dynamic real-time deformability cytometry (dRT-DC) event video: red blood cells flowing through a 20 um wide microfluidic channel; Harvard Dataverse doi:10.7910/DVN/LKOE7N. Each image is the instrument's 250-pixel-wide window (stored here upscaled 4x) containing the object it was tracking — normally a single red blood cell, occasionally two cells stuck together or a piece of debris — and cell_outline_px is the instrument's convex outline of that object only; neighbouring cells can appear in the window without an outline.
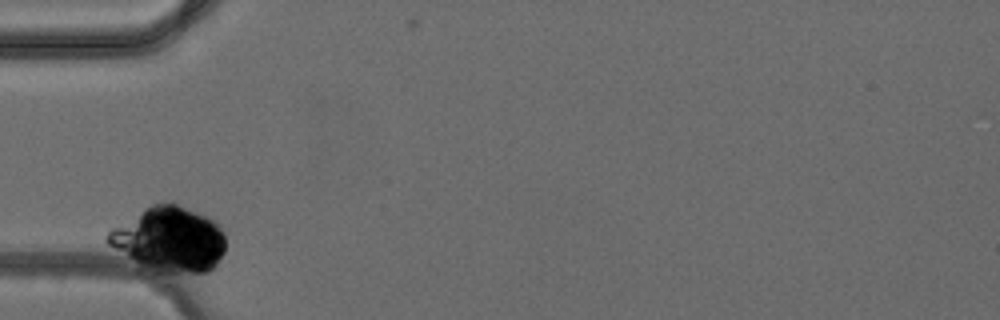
{"species": "common noctule bat (a hibernating species)", "species_latin": "Nyctalus noctula", "temperature_condition": "cold", "stored_images_in_passage": 1, "camera_frame_rate_fps": 3000, "um_per_image_px": 0.085, "animal": {"sex": "female", "body_mass_g": 24.6, "forearm_length_mm": 56.2}, "frame": {"image": 1, "passage_image": 1, "time_ms": 0.0, "image_size_px": [1000, 320], "cell_outline_px": [[224, 252], [216, 268], [212, 272], [168, 276], [152, 276], [136, 272], [104, 240], [108, 232], [112, 228], [144, 208], [152, 204], [164, 200], [172, 200], [204, 212], [212, 216], [220, 224], [224, 232]], "centroid_in_image_um": [14.36, 20.43], "position_along_channel_um": 70.6, "area_um2": 48.55}}